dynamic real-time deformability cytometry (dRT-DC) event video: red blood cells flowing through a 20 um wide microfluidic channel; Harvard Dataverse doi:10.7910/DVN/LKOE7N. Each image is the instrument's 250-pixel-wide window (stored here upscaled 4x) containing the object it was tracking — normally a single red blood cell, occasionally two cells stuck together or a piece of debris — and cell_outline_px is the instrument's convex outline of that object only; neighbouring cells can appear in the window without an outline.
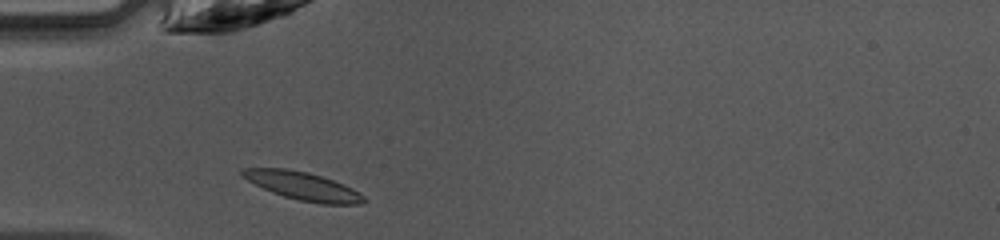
{"species": "common noctule bat (a hibernating species)", "species_latin": "Nyctalus noctula", "temperature_condition": "warm", "stored_images_in_passage": 35, "camera_frame_rate_fps": 3000, "um_per_image_px": 0.085, "animal": {"sex": "female", "body_mass_g": 10.0, "forearm_length_mm": 53.1}, "frame": {"image": 1, "passage_image": 2, "time_ms": 0.333, "image_size_px": [1000, 240], "cell_outline_px": [[368, 200], [360, 204], [320, 204], [300, 200], [284, 196], [272, 192], [240, 176], [240, 168], [288, 168], [308, 172], [344, 184], [352, 188], [364, 196]], "centroid_in_image_um": [25.74, 15.8], "position_along_channel_um": 59.3, "area_um2": 19.83}}
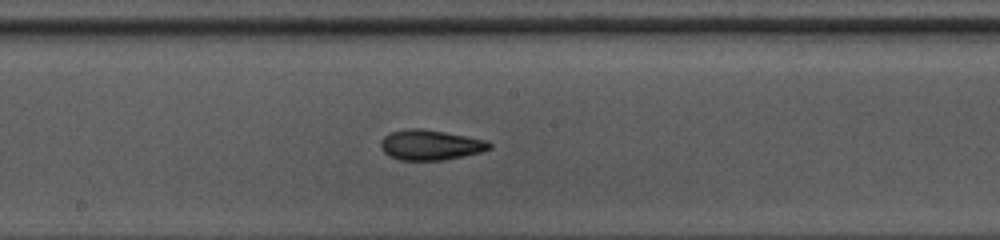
{"frame": {"image": 2, "passage_image": 13, "time_ms": 4.0, "image_size_px": [1000, 240], "cell_outline_px": [[492, 148], [480, 152], [444, 160], [400, 160], [384, 152], [380, 148], [380, 140], [384, 136], [392, 132], [412, 128], [424, 128], [488, 140], [492, 144]], "centroid_in_image_um": [36.6, 12.31], "position_along_channel_um": 211.6, "area_um2": 19.13}}
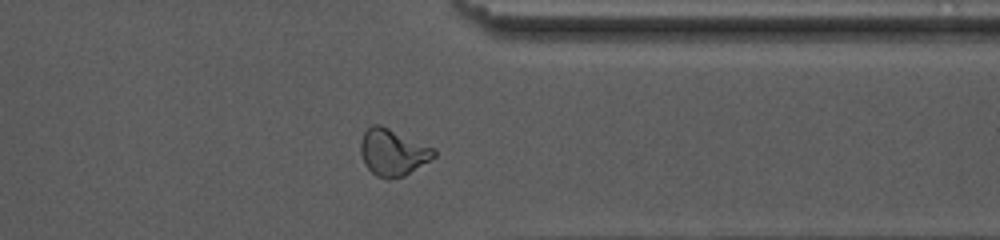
{"frame": {"image": 3, "passage_image": 25, "time_ms": 8.0, "image_size_px": [1000, 240], "cell_outline_px": [[436, 156], [404, 176], [388, 180], [376, 176], [364, 164], [360, 152], [360, 144], [364, 132], [372, 124], [380, 124], [436, 148]], "centroid_in_image_um": [33.39, 12.95], "position_along_channel_um": 378.0, "area_um2": 20.11}, "authors_computed_cell_mechanics": {"area_um2": 19.074, "velocity_mm_per_s": 4.233, "shape_relaxation_time_tau1_ms": 4.8398, "shape_relaxation_time_tau2_ms": 1.6968, "deformation_change_tau1": 0.1953, "deformation_change_tau2": 0.0872}}